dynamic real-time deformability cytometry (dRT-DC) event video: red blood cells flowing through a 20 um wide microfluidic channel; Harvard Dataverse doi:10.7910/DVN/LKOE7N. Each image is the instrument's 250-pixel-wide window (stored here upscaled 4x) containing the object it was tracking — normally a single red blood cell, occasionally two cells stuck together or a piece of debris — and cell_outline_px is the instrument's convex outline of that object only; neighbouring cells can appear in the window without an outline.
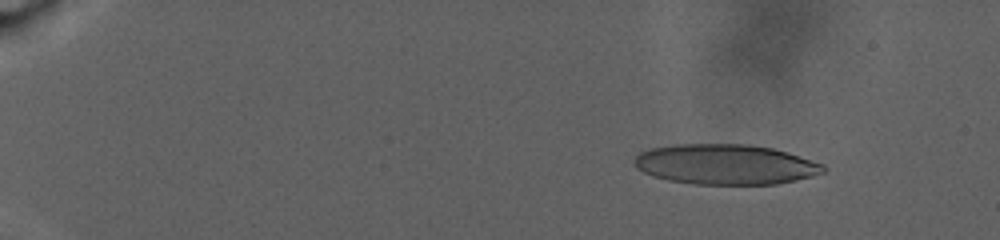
{"species": "human", "species_latin": "Homo sapiens", "temperature_condition": "warm", "stored_images_in_passage": 90, "camera_frame_rate_fps": 3000, "um_per_image_px": 0.085, "donor": {"sex": "male"}, "frame": {"image": 1, "passage_image": 13, "time_ms": 4.0, "image_size_px": [1000, 240], "cell_outline_px": [[824, 172], [812, 176], [776, 184], [692, 184], [668, 180], [644, 172], [636, 168], [636, 156], [640, 152], [652, 148], [676, 144], [748, 144], [772, 148], [788, 152], [824, 164]], "centroid_in_image_um": [61.68, 13.97], "position_along_channel_um": 23.3, "area_um2": 44.04}}
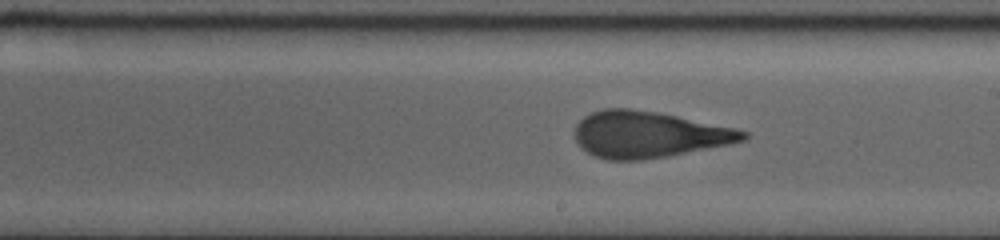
{"frame": {"image": 2, "passage_image": 57, "time_ms": 18.667, "image_size_px": [1000, 240], "cell_outline_px": [[748, 140], [732, 144], [668, 156], [640, 160], [608, 160], [596, 156], [588, 152], [576, 140], [576, 124], [584, 116], [592, 112], [604, 108], [628, 108], [660, 112], [736, 128], [748, 132]], "centroid_in_image_um": [55.19, 11.42], "position_along_channel_um": 233.8, "area_um2": 45.6}}
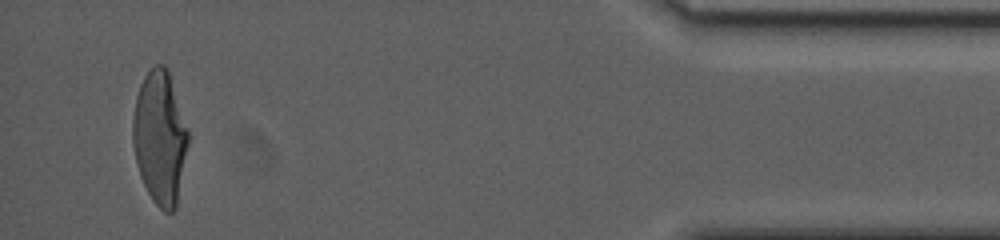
{"frame": {"image": 3, "passage_image": 87, "time_ms": 28.667, "image_size_px": [1000, 240], "cell_outline_px": [[188, 144], [176, 208], [172, 212], [164, 212], [152, 200], [140, 176], [136, 160], [132, 140], [132, 120], [136, 96], [140, 84], [144, 76], [156, 64], [164, 64], [168, 68], [188, 132]], "centroid_in_image_um": [13.58, 11.69], "position_along_channel_um": 421.6, "area_um2": 42.77}, "authors_computed_cell_mechanics": {"area_um2": 44.6794, "velocity_mm_per_s": 2.4301, "shape_relaxation_time_tau1_ms": null, "shape_relaxation_time_tau2_ms": 2.3283, "deformation_change_tau1": null, "deformation_change_tau2": 0.0838}}